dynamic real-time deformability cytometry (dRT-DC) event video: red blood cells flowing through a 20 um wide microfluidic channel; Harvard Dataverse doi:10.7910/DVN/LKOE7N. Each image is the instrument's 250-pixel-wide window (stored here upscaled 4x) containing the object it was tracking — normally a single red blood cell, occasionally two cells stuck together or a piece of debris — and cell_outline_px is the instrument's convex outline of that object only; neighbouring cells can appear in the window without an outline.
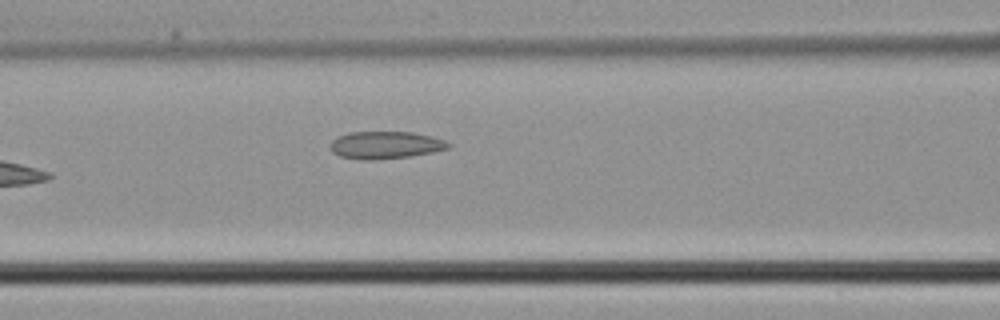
{"species": "common noctule bat (a hibernating species)", "species_latin": "Nyctalus noctula", "temperature_condition": "cold", "stored_images_in_passage": 6, "camera_frame_rate_fps": 3000, "um_per_image_px": 0.085, "animal": {"sex": "male", "body_mass_g": 21.5, "forearm_length_mm": 52.0}, "frame": {"image": 1, "passage_image": 5, "time_ms": 1.333, "image_size_px": [1000, 320], "cell_outline_px": [[452, 144], [448, 148], [432, 152], [408, 156], [372, 160], [364, 160], [340, 156], [332, 152], [332, 140], [348, 132], [412, 132], [432, 136], [444, 140]], "centroid_in_image_um": [32.78, 12.32], "position_along_channel_um": 133.8, "area_um2": 18.61}}